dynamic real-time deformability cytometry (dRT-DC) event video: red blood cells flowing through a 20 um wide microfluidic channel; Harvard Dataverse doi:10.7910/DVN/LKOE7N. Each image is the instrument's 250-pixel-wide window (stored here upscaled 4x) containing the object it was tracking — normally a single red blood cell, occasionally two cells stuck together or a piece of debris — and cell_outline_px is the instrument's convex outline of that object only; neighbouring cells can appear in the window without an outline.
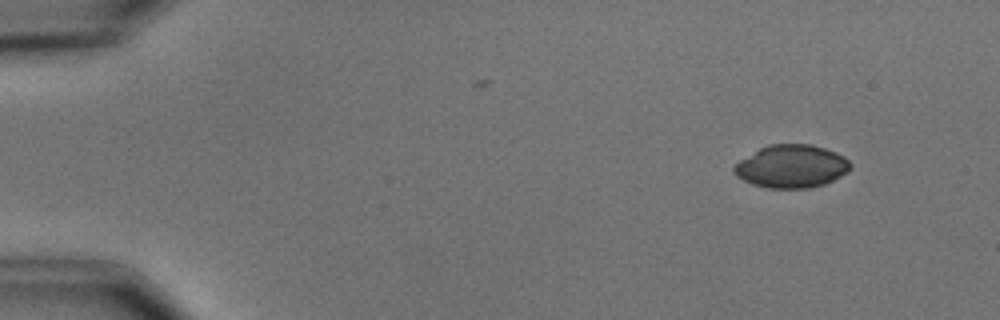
{"species": "common noctule bat (a hibernating species)", "species_latin": "Nyctalus noctula", "temperature_condition": "cold", "stored_images_in_passage": 2, "camera_frame_rate_fps": 3000, "um_per_image_px": 0.085, "animal": {"sex": "male", "body_mass_g": 15.6}, "frame": {"image": 1, "passage_image": 2, "time_ms": 2.0, "image_size_px": [1000, 320], "cell_outline_px": [[852, 168], [848, 172], [824, 184], [808, 188], [768, 188], [752, 184], [736, 176], [732, 172], [732, 168], [740, 160], [760, 148], [768, 144], [808, 144], [824, 148], [836, 152], [844, 156], [852, 164]], "centroid_in_image_um": [67.28, 14.14], "position_along_channel_um": 17.7, "area_um2": 29.13}}